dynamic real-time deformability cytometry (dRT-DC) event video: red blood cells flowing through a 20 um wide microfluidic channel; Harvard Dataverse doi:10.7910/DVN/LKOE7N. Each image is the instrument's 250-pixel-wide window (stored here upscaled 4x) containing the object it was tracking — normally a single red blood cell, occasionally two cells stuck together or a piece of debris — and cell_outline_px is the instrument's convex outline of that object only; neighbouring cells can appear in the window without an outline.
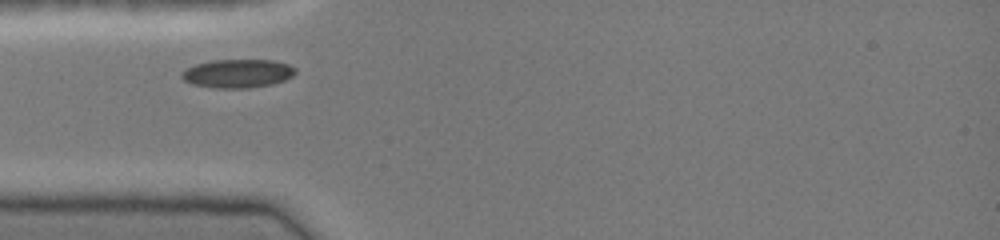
{"species": "common noctule bat (a hibernating species)", "species_latin": "Nyctalus noctula", "temperature_condition": "cold", "stored_images_in_passage": 26, "camera_frame_rate_fps": 3000, "um_per_image_px": 0.085, "animal": {"sex": "female", "body_mass_g": 19.0, "forearm_length_mm": 51.5}, "frame": {"image": 1, "passage_image": 1, "time_ms": 0.0, "image_size_px": [1000, 240], "cell_outline_px": [[296, 72], [292, 76], [284, 80], [272, 84], [248, 88], [212, 88], [192, 84], [184, 80], [180, 76], [180, 72], [196, 64], [212, 60], [276, 60], [288, 64], [296, 68]], "centroid_in_image_um": [20.2, 6.24], "position_along_channel_um": 64.8, "area_um2": 19.02}}
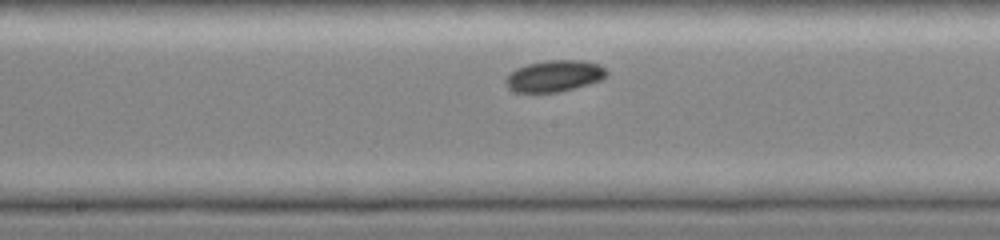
{"frame": {"image": 2, "passage_image": 11, "time_ms": 3.333, "image_size_px": [1000, 240], "cell_outline_px": [[608, 72], [600, 80], [588, 84], [560, 92], [516, 92], [508, 88], [504, 84], [504, 80], [508, 72], [516, 68], [528, 64], [544, 60], [584, 60], [600, 64]], "centroid_in_image_um": [47.07, 6.45], "position_along_channel_um": 201.1, "area_um2": 18.67}}
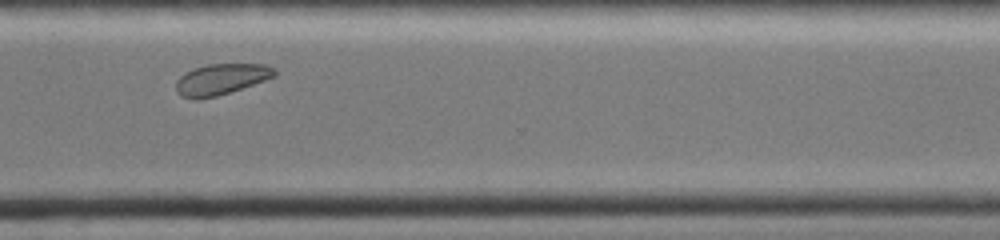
{"frame": {"image": 3, "passage_image": 22, "time_ms": 7.0, "image_size_px": [1000, 240], "cell_outline_px": [[276, 76], [216, 96], [196, 100], [180, 96], [176, 92], [176, 80], [184, 72], [208, 64], [252, 60], [276, 68]], "centroid_in_image_um": [18.83, 6.67], "position_along_channel_um": 351.8, "area_um2": 18.5}}